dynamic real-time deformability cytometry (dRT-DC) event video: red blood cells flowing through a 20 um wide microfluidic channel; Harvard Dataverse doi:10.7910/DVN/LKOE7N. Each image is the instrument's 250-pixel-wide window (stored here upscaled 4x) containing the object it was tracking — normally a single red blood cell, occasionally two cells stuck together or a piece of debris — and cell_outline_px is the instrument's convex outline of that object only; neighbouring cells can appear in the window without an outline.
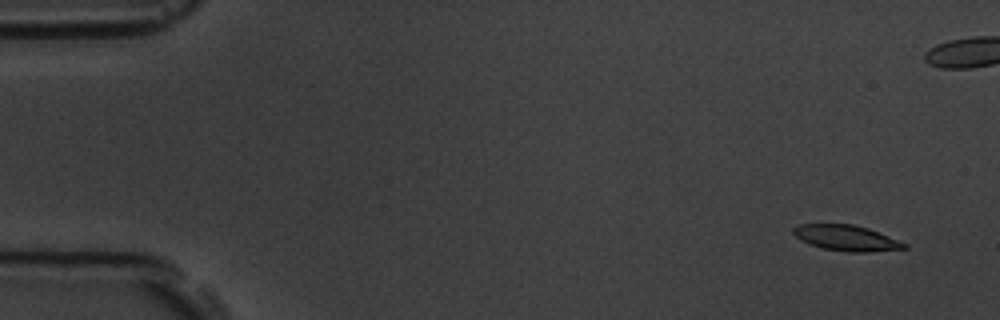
{"species": "common noctule bat (a hibernating species)", "species_latin": "Nyctalus noctula", "temperature_condition": "room temperature", "stored_images_in_passage": 6, "camera_frame_rate_fps": 3000, "um_per_image_px": 0.085, "animal": {"sex": "male", "body_mass_g": 19.5, "forearm_length_mm": 54.6}, "frame": {"image": 1, "passage_image": 1, "time_ms": 0.0, "image_size_px": [1000, 320], "cell_outline_px": [[908, 248], [868, 252], [848, 252], [820, 248], [800, 240], [792, 232], [792, 228], [800, 224], [852, 224], [868, 228], [908, 244]], "centroid_in_image_um": [71.93, 20.23], "position_along_channel_um": 13.1, "area_um2": 16.59}}